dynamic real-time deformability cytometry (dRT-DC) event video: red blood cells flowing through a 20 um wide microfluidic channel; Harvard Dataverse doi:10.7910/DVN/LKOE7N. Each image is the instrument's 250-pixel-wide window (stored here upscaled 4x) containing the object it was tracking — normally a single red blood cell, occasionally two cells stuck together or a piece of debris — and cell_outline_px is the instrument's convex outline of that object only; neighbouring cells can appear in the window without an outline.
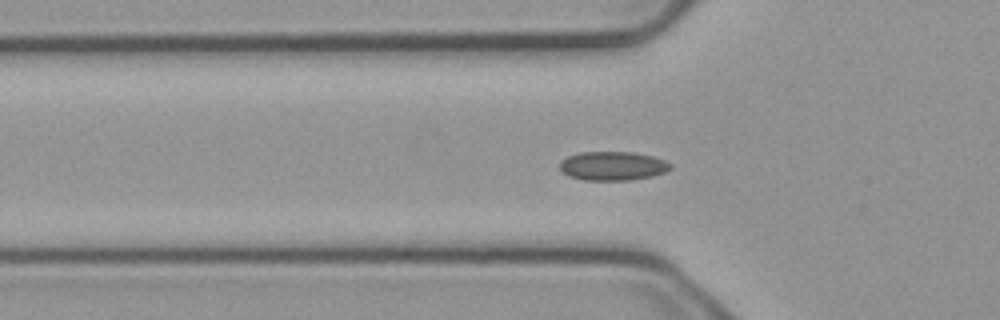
{"species": "common noctule bat (a hibernating species)", "species_latin": "Nyctalus noctula", "temperature_condition": "cold", "stored_images_in_passage": 56, "camera_frame_rate_fps": 3000, "um_per_image_px": 0.085, "animal": {"sex": "male", "body_mass_g": 23.1, "forearm_length_mm": 52.7}, "frame": {"image": 1, "passage_image": 18, "time_ms": 5.667, "image_size_px": [1000, 320], "cell_outline_px": [[672, 168], [664, 172], [652, 176], [632, 180], [584, 180], [568, 176], [560, 168], [560, 160], [568, 156], [580, 152], [632, 152], [652, 156], [664, 160], [672, 164]], "centroid_in_image_um": [52.08, 14.1], "position_along_channel_um": 73.7, "area_um2": 18.67}}
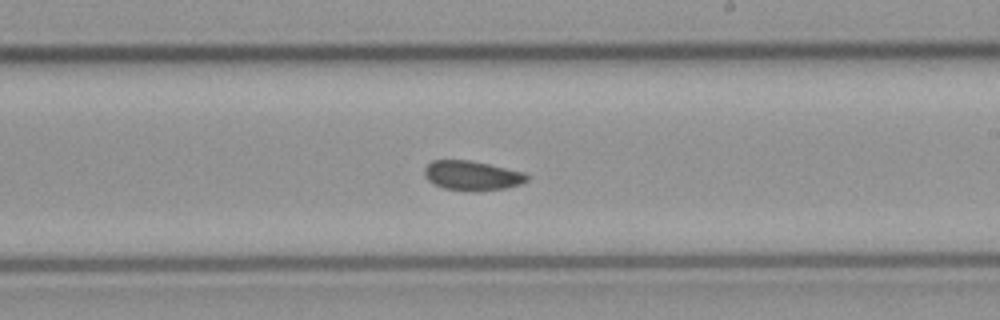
{"frame": {"image": 2, "passage_image": 32, "time_ms": 10.333, "image_size_px": [1000, 320], "cell_outline_px": [[528, 180], [520, 184], [504, 188], [476, 192], [444, 188], [432, 184], [424, 176], [424, 168], [432, 160], [468, 160], [488, 164], [524, 172], [528, 176]], "centroid_in_image_um": [40.09, 14.93], "position_along_channel_um": 248.9, "area_um2": 17.69}}
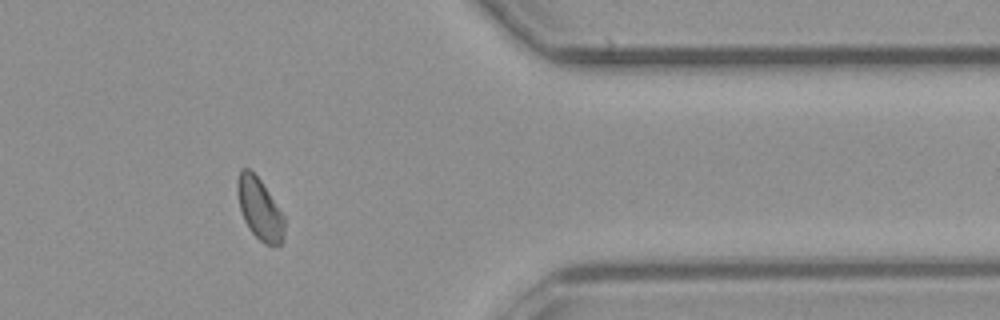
{"frame": {"image": 3, "passage_image": 45, "time_ms": 14.667, "image_size_px": [1000, 320], "cell_outline_px": [[284, 236], [280, 244], [264, 244], [248, 228], [244, 220], [240, 208], [236, 192], [236, 180], [240, 168], [248, 168], [260, 180], [284, 216]], "centroid_in_image_um": [22.03, 17.73], "position_along_channel_um": 389.4, "area_um2": 16.7}}